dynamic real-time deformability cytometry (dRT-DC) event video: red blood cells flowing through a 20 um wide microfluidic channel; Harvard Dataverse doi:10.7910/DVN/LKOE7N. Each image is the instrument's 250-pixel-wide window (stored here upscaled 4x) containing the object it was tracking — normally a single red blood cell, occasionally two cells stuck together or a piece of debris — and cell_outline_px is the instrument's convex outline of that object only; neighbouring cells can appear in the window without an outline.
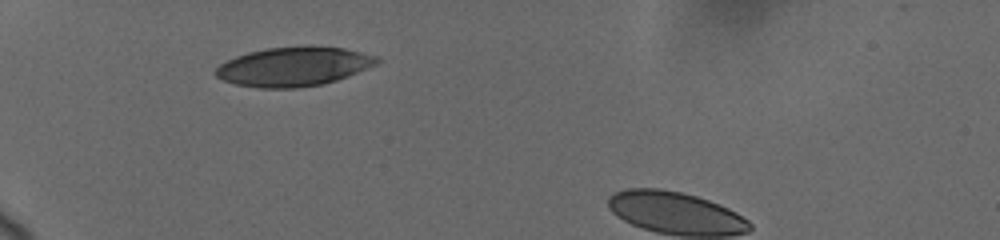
{"species": "human", "species_latin": "Homo sapiens", "temperature_condition": "cold", "stored_images_in_passage": 10, "camera_frame_rate_fps": 3000, "um_per_image_px": 0.085, "donor": {"sex": "female"}, "frame": {"image": 1, "passage_image": 1, "time_ms": 0.0, "image_size_px": [1000, 240], "cell_outline_px": [[380, 60], [376, 64], [336, 80], [324, 84], [296, 88], [260, 88], [236, 84], [224, 80], [216, 76], [212, 72], [220, 64], [236, 56], [248, 52], [268, 48], [344, 48], [380, 56]], "centroid_in_image_um": [24.93, 5.68], "position_along_channel_um": 60.1, "area_um2": 36.01}}
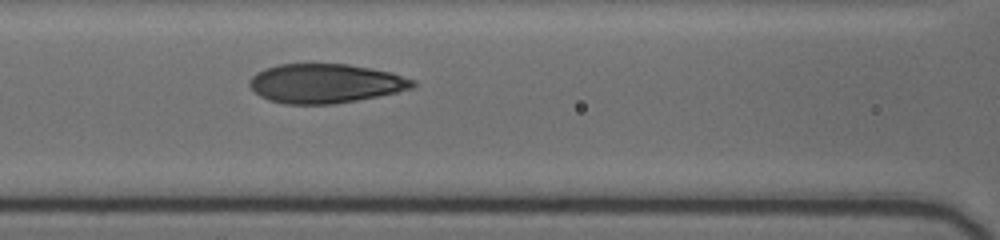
{"frame": {"image": 2, "passage_image": 5, "time_ms": 2.667, "image_size_px": [1000, 240], "cell_outline_px": [[416, 84], [412, 88], [396, 92], [356, 100], [332, 104], [284, 104], [268, 100], [260, 96], [248, 84], [248, 80], [256, 72], [264, 68], [280, 64], [348, 64], [392, 72], [416, 80]], "centroid_in_image_um": [27.64, 7.08], "position_along_channel_um": 139.0, "area_um2": 37.34}}
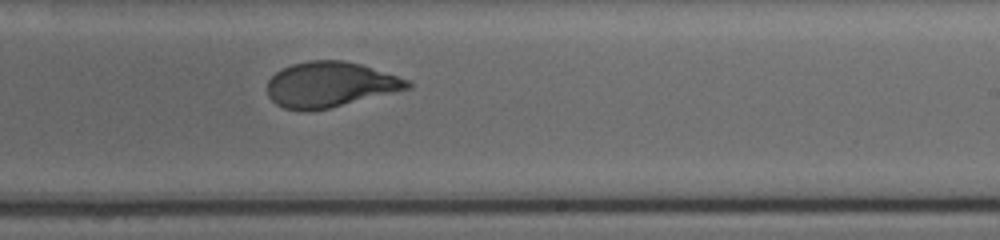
{"frame": {"image": 3, "passage_image": 10, "time_ms": 6.0, "image_size_px": [1000, 240], "cell_outline_px": [[412, 88], [328, 108], [300, 112], [284, 108], [276, 104], [268, 96], [268, 80], [276, 72], [292, 64], [308, 60], [344, 60], [360, 64], [412, 80]], "centroid_in_image_um": [28.07, 7.19], "position_along_channel_um": 260.9, "area_um2": 37.11}}